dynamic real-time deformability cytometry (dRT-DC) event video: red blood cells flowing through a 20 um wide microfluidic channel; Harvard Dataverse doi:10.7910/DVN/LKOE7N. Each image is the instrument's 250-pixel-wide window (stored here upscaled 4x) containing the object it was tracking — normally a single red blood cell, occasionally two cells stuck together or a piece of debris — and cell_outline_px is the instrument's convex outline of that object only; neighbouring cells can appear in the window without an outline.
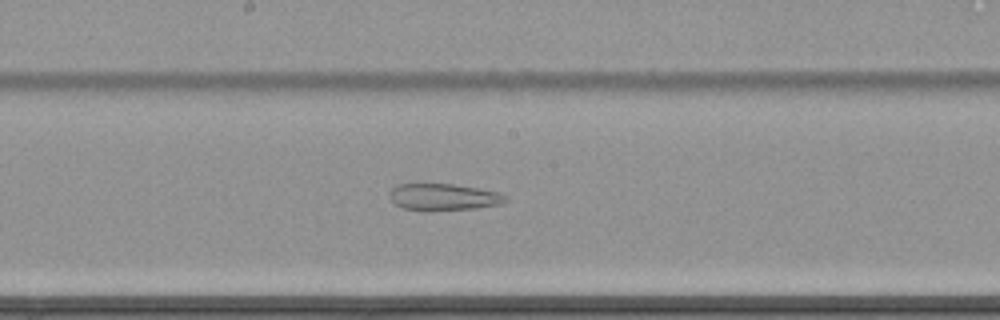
{"species": "common noctule bat (a hibernating species)", "species_latin": "Nyctalus noctula", "temperature_condition": "cold", "stored_images_in_passage": 40, "camera_frame_rate_fps": 3000, "um_per_image_px": 0.085, "animal": {"sex": "female", "body_mass_g": 22.7, "forearm_length_mm": 54.2}, "frame": {"image": 1, "passage_image": 13, "time_ms": 4.0, "image_size_px": [1000, 320], "cell_outline_px": [[508, 200], [500, 204], [476, 208], [400, 208], [392, 200], [392, 188], [396, 184], [452, 184], [500, 192], [508, 196]], "centroid_in_image_um": [37.78, 16.7], "position_along_channel_um": 210.4, "area_um2": 17.17}}
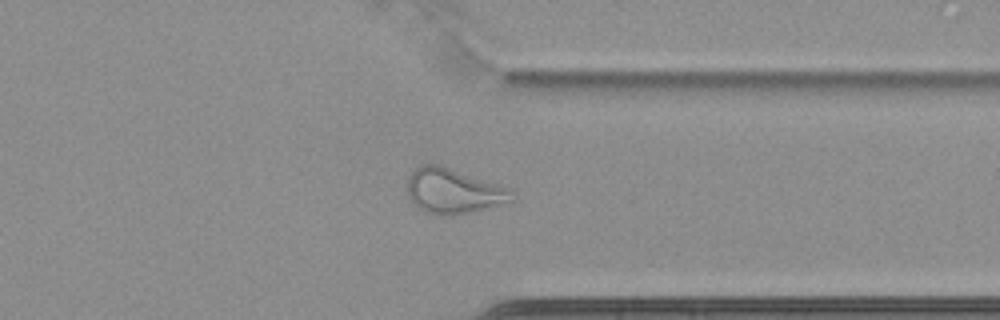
{"frame": {"image": 2, "passage_image": 27, "time_ms": 8.667, "image_size_px": [1000, 320], "cell_outline_px": [[516, 200], [452, 216], [436, 216], [424, 212], [408, 196], [408, 176], [420, 164], [440, 164], [512, 188], [516, 196]], "centroid_in_image_um": [38.57, 16.23], "position_along_channel_um": 372.8, "area_um2": 27.74}}
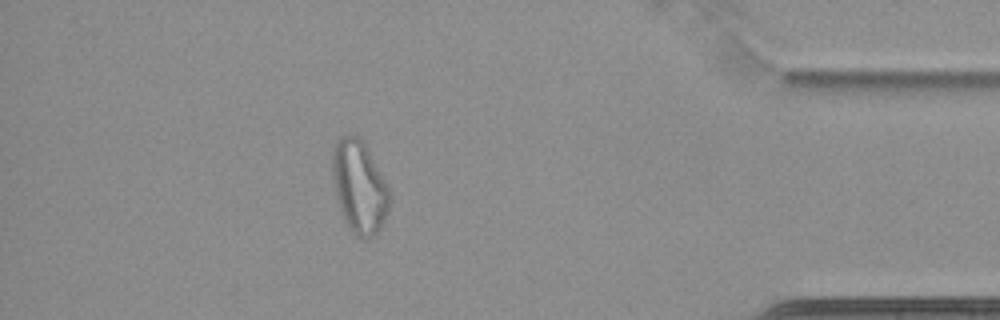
{"frame": {"image": 3, "passage_image": 33, "time_ms": 10.667, "image_size_px": [1000, 320], "cell_outline_px": [[388, 212], [380, 228], [368, 240], [356, 236], [348, 228], [340, 212], [336, 196], [332, 176], [332, 148], [336, 140], [344, 132], [360, 136], [364, 140], [388, 188]], "centroid_in_image_um": [30.49, 15.83], "position_along_channel_um": 404.7, "area_um2": 31.1}, "authors_computed_cell_mechanics": {"area_um2": 24.1315, "velocity_mm_per_s": 3.4774, "shape_relaxation_time_tau1_ms": null, "shape_relaxation_time_tau2_ms": 3.4251, "deformation_change_tau1": null, "deformation_change_tau2": 0.1187}}